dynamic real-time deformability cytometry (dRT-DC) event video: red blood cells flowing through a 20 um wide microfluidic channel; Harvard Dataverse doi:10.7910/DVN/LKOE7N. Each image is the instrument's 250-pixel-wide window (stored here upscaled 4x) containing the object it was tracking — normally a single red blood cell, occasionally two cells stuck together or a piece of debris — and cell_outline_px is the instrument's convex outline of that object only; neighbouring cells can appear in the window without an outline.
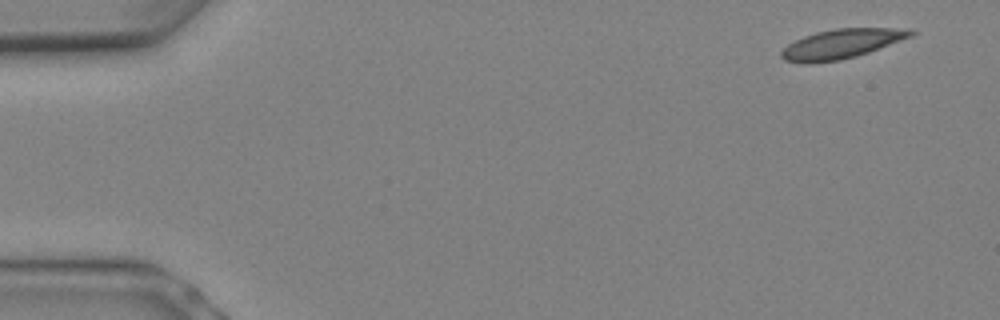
{"species": "Egyptian fruit bat (a non-hibernating species)", "species_latin": "Rousettus aegyptiacus", "temperature_condition": "warm", "stored_images_in_passage": 9, "camera_frame_rate_fps": 3000, "um_per_image_px": 0.085, "animal": {"sex": "female"}, "frame": {"image": 1, "passage_image": 1, "time_ms": 0.0, "image_size_px": [1000, 320], "cell_outline_px": [[916, 32], [912, 36], [868, 52], [856, 56], [840, 60], [812, 64], [804, 64], [784, 60], [780, 56], [780, 52], [788, 44], [804, 36], [816, 32], [836, 28], [908, 28]], "centroid_in_image_um": [71.49, 3.73], "position_along_channel_um": 13.5, "area_um2": 22.25}}
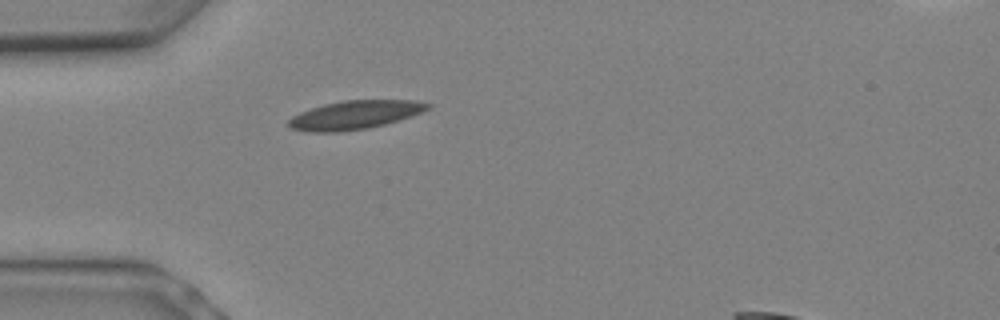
{"frame": {"image": 2, "passage_image": 6, "time_ms": 1.667, "image_size_px": [1000, 320], "cell_outline_px": [[432, 108], [412, 116], [384, 124], [368, 128], [340, 132], [308, 132], [292, 128], [288, 124], [288, 120], [292, 116], [300, 112], [324, 104], [344, 100], [412, 100], [432, 104]], "centroid_in_image_um": [30.18, 9.77], "position_along_channel_um": 54.8, "area_um2": 23.18}}
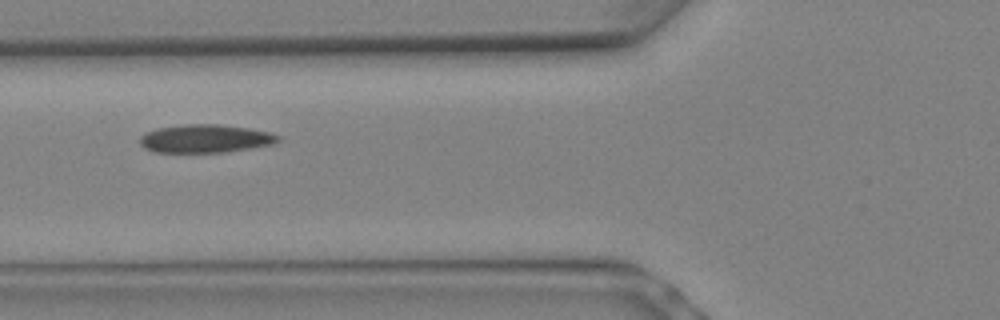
{"frame": {"image": 3, "passage_image": 8, "time_ms": 2.333, "image_size_px": [1000, 320], "cell_outline_px": [[280, 140], [276, 144], [252, 148], [224, 152], [152, 152], [144, 148], [140, 144], [140, 136], [156, 128], [188, 124], [216, 124], [248, 128], [268, 132], [280, 136]], "centroid_in_image_um": [17.46, 11.79], "position_along_channel_um": 108.3, "area_um2": 22.72}}